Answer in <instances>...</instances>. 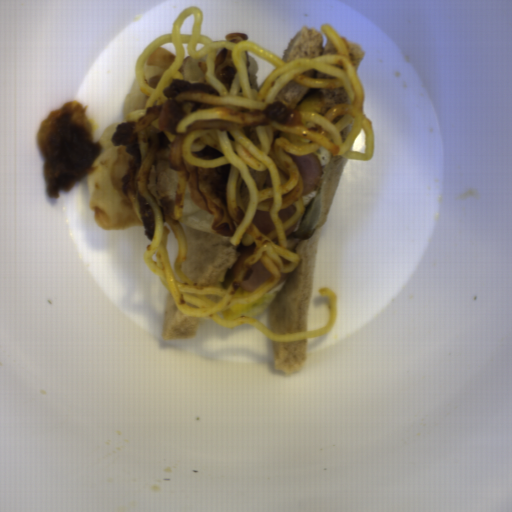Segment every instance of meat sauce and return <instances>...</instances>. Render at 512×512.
<instances>
[{
  "label": "meat sauce",
  "mask_w": 512,
  "mask_h": 512,
  "mask_svg": "<svg viewBox=\"0 0 512 512\" xmlns=\"http://www.w3.org/2000/svg\"><path fill=\"white\" fill-rule=\"evenodd\" d=\"M263 114V116L287 127L303 124L302 112L299 109L289 108L280 101L269 103L265 107Z\"/></svg>",
  "instance_id": "419fd0ea"
},
{
  "label": "meat sauce",
  "mask_w": 512,
  "mask_h": 512,
  "mask_svg": "<svg viewBox=\"0 0 512 512\" xmlns=\"http://www.w3.org/2000/svg\"><path fill=\"white\" fill-rule=\"evenodd\" d=\"M185 90L206 91L214 96H219L220 94L213 86L203 82L191 83L183 79L173 80L169 86L162 90V94L166 97V102L159 109L158 128L160 131L168 128L174 135L176 134V124L186 115V112L175 97L178 93Z\"/></svg>",
  "instance_id": "452cab56"
}]
</instances>
